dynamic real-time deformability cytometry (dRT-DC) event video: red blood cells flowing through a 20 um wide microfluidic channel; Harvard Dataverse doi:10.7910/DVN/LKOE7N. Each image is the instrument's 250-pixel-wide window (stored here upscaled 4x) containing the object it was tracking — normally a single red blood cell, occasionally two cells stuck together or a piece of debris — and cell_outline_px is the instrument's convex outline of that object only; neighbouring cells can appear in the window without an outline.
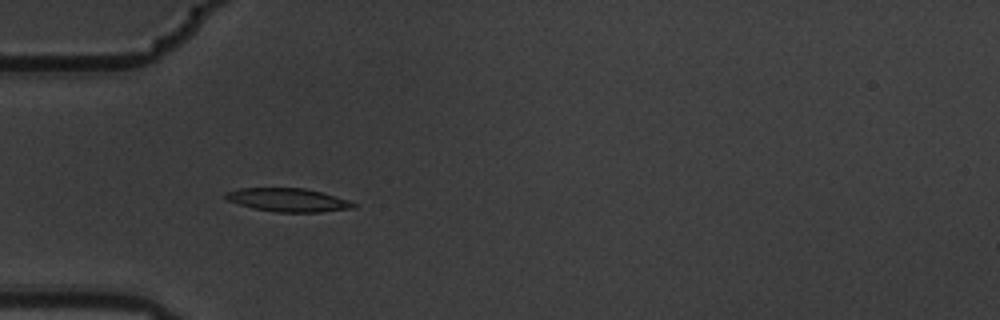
{"species": "common noctule bat (a hibernating species)", "species_latin": "Nyctalus noctula", "temperature_condition": "warm", "stored_images_in_passage": 6, "camera_frame_rate_fps": 3000, "um_per_image_px": 0.085, "animal": {"sex": "male", "body_mass_g": 19.5, "forearm_length_mm": 54.6}, "frame": {"image": 1, "passage_image": 5, "time_ms": 1.333, "image_size_px": [1000, 320], "cell_outline_px": [[356, 208], [320, 212], [276, 212], [252, 208], [228, 200], [224, 196], [224, 192], [240, 188], [304, 188], [336, 196], [348, 200], [356, 204]], "centroid_in_image_um": [24.48, 17.0], "position_along_channel_um": 60.5, "area_um2": 17.4}}
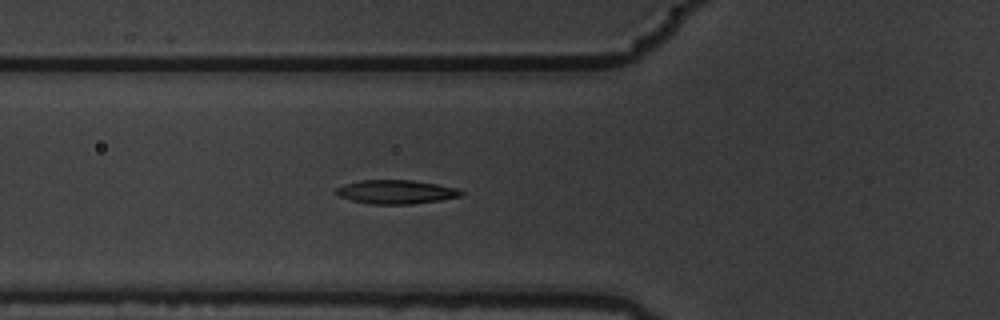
{"frame": {"image": 2, "passage_image": 6, "time_ms": 1.667, "image_size_px": [1000, 320], "cell_outline_px": [[464, 192], [460, 196], [440, 200], [412, 204], [368, 204], [352, 200], [340, 196], [336, 192], [336, 188], [344, 184], [360, 180], [412, 180], [436, 184], [456, 188]], "centroid_in_image_um": [33.65, 16.31], "position_along_channel_um": 92.2, "area_um2": 17.22}}